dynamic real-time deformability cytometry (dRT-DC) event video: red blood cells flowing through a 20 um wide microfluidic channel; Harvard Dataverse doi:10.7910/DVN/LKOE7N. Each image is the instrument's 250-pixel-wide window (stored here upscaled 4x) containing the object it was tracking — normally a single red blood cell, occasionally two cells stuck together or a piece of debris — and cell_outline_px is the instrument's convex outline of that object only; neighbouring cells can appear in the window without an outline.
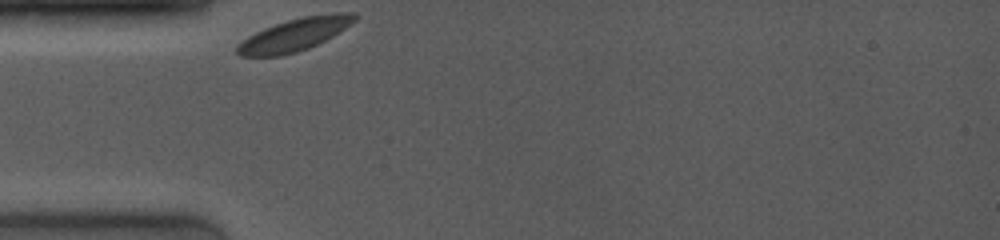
{"species": "common noctule bat (a hibernating species)", "species_latin": "Nyctalus noctula", "temperature_condition": "room temperature", "stored_images_in_passage": 8, "camera_frame_rate_fps": 4000, "um_per_image_px": 0.085, "animal": {"sex": "female", "body_mass_g": 19.0, "forearm_length_mm": 53.3}, "frame": {"image": 1, "passage_image": 1, "time_ms": 0.0, "image_size_px": [1000, 240], "cell_outline_px": [[360, 16], [356, 20], [332, 36], [308, 48], [296, 52], [280, 56], [240, 56], [236, 52], [236, 48], [248, 36], [264, 28], [288, 20], [304, 16], [336, 12], [356, 12]], "centroid_in_image_um": [25.08, 2.93], "position_along_channel_um": 59.9, "area_um2": 22.02}}